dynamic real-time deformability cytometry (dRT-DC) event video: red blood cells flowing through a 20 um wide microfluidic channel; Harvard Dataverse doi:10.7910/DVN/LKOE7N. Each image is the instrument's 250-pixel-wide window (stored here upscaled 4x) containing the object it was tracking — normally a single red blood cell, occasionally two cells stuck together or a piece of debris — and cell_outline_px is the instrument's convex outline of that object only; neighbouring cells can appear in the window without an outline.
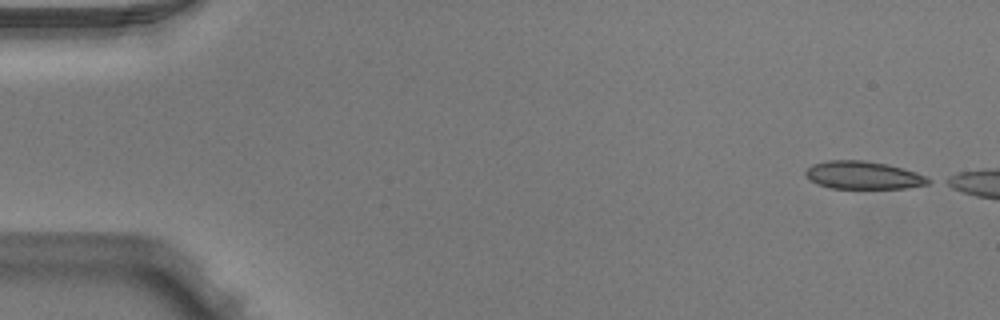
{"species": "Egyptian fruit bat (a non-hibernating species)", "species_latin": "Rousettus aegyptiacus", "temperature_condition": "warm", "stored_images_in_passage": 4, "camera_frame_rate_fps": 3000, "um_per_image_px": 0.085, "animal": {"sex": "male"}, "frame": {"image": 1, "passage_image": 1, "time_ms": 0.0, "image_size_px": [1000, 320], "cell_outline_px": [[932, 180], [928, 184], [908, 188], [832, 188], [816, 184], [804, 172], [812, 164], [828, 160], [864, 160], [888, 164], [916, 172]], "centroid_in_image_um": [73.39, 14.89], "position_along_channel_um": 11.6, "area_um2": 19.83}}